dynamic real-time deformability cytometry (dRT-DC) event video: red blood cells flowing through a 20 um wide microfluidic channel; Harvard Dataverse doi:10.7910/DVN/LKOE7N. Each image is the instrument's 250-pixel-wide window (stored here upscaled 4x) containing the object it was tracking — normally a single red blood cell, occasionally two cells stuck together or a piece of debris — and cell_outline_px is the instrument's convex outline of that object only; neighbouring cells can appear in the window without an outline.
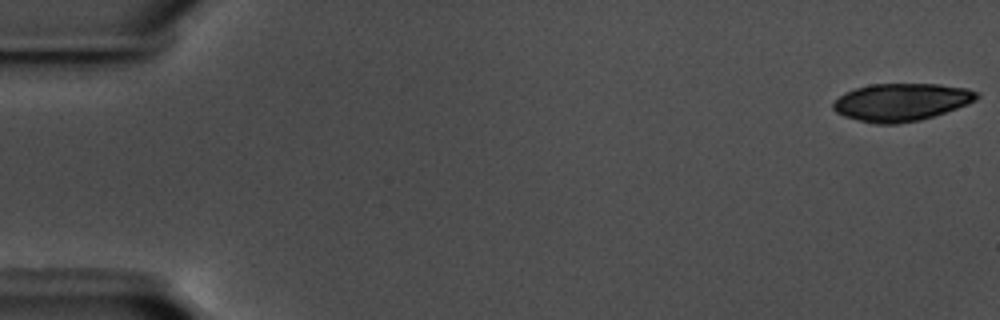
{"species": "common noctule bat (a hibernating species)", "species_latin": "Nyctalus noctula", "temperature_condition": "warm", "stored_images_in_passage": 57, "camera_frame_rate_fps": 3000, "um_per_image_px": 0.085, "animal": {"sex": "male", "body_mass_g": 17.5, "forearm_length_mm": 52.3}, "frame": {"image": 1, "passage_image": 1, "time_ms": 0.0, "image_size_px": [1000, 320], "cell_outline_px": [[980, 96], [976, 100], [968, 104], [920, 120], [896, 124], [876, 124], [844, 116], [836, 112], [832, 108], [832, 104], [844, 92], [856, 88], [872, 84], [940, 84], [968, 88], [980, 92]], "centroid_in_image_um": [76.63, 8.67], "position_along_channel_um": 8.4, "area_um2": 31.44}}
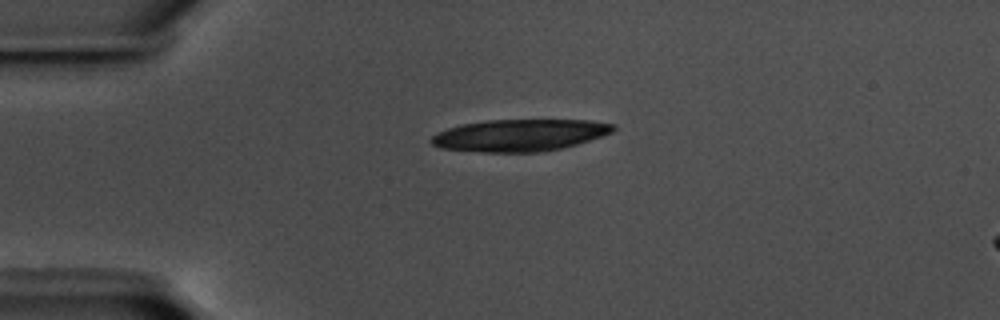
{"frame": {"image": 2, "passage_image": 14, "time_ms": 4.333, "image_size_px": [1000, 320], "cell_outline_px": [[616, 128], [612, 132], [576, 144], [560, 148], [540, 152], [484, 152], [440, 148], [432, 144], [432, 136], [436, 132], [460, 124], [488, 120], [588, 120], [616, 124]], "centroid_in_image_um": [44.15, 11.49], "position_along_channel_um": 40.8, "area_um2": 33.7}}